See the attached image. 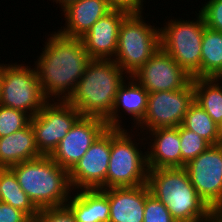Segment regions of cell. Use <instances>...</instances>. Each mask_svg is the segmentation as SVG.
<instances>
[{"label": "cell", "instance_id": "1", "mask_svg": "<svg viewBox=\"0 0 222 222\" xmlns=\"http://www.w3.org/2000/svg\"><path fill=\"white\" fill-rule=\"evenodd\" d=\"M49 35L34 65L45 97L65 101L92 58L84 49L81 38H68L59 32Z\"/></svg>", "mask_w": 222, "mask_h": 222}, {"label": "cell", "instance_id": "2", "mask_svg": "<svg viewBox=\"0 0 222 222\" xmlns=\"http://www.w3.org/2000/svg\"><path fill=\"white\" fill-rule=\"evenodd\" d=\"M113 59H92L75 89L65 100L82 116L106 119L120 85L128 76Z\"/></svg>", "mask_w": 222, "mask_h": 222}, {"label": "cell", "instance_id": "3", "mask_svg": "<svg viewBox=\"0 0 222 222\" xmlns=\"http://www.w3.org/2000/svg\"><path fill=\"white\" fill-rule=\"evenodd\" d=\"M147 185L176 222H205L212 211L197 194L185 167L149 169Z\"/></svg>", "mask_w": 222, "mask_h": 222}, {"label": "cell", "instance_id": "4", "mask_svg": "<svg viewBox=\"0 0 222 222\" xmlns=\"http://www.w3.org/2000/svg\"><path fill=\"white\" fill-rule=\"evenodd\" d=\"M19 185L38 210L65 206L72 188L69 173L50 156H40L10 167Z\"/></svg>", "mask_w": 222, "mask_h": 222}, {"label": "cell", "instance_id": "5", "mask_svg": "<svg viewBox=\"0 0 222 222\" xmlns=\"http://www.w3.org/2000/svg\"><path fill=\"white\" fill-rule=\"evenodd\" d=\"M127 130L111 128V152L105 189L147 184V154L141 151V146L138 148L145 138H139L142 141L137 143L133 138L135 135Z\"/></svg>", "mask_w": 222, "mask_h": 222}, {"label": "cell", "instance_id": "6", "mask_svg": "<svg viewBox=\"0 0 222 222\" xmlns=\"http://www.w3.org/2000/svg\"><path fill=\"white\" fill-rule=\"evenodd\" d=\"M142 13H130L119 29L113 60L127 76L135 74L161 47L160 29L144 21Z\"/></svg>", "mask_w": 222, "mask_h": 222}, {"label": "cell", "instance_id": "7", "mask_svg": "<svg viewBox=\"0 0 222 222\" xmlns=\"http://www.w3.org/2000/svg\"><path fill=\"white\" fill-rule=\"evenodd\" d=\"M197 19H171L160 28L161 48L169 54L192 78H200L201 45L206 28L202 14Z\"/></svg>", "mask_w": 222, "mask_h": 222}, {"label": "cell", "instance_id": "8", "mask_svg": "<svg viewBox=\"0 0 222 222\" xmlns=\"http://www.w3.org/2000/svg\"><path fill=\"white\" fill-rule=\"evenodd\" d=\"M31 67L28 64H2L0 105L24 111L33 117L49 100L40 87L35 66Z\"/></svg>", "mask_w": 222, "mask_h": 222}, {"label": "cell", "instance_id": "9", "mask_svg": "<svg viewBox=\"0 0 222 222\" xmlns=\"http://www.w3.org/2000/svg\"><path fill=\"white\" fill-rule=\"evenodd\" d=\"M49 100L30 124L35 133L39 153L50 156L67 132L82 117L81 113L66 101Z\"/></svg>", "mask_w": 222, "mask_h": 222}, {"label": "cell", "instance_id": "10", "mask_svg": "<svg viewBox=\"0 0 222 222\" xmlns=\"http://www.w3.org/2000/svg\"><path fill=\"white\" fill-rule=\"evenodd\" d=\"M193 102V80L179 90L149 93L145 116L135 129L143 136L142 132L156 128L178 127Z\"/></svg>", "mask_w": 222, "mask_h": 222}, {"label": "cell", "instance_id": "11", "mask_svg": "<svg viewBox=\"0 0 222 222\" xmlns=\"http://www.w3.org/2000/svg\"><path fill=\"white\" fill-rule=\"evenodd\" d=\"M185 169L197 194L212 209H222V143L210 145Z\"/></svg>", "mask_w": 222, "mask_h": 222}, {"label": "cell", "instance_id": "12", "mask_svg": "<svg viewBox=\"0 0 222 222\" xmlns=\"http://www.w3.org/2000/svg\"><path fill=\"white\" fill-rule=\"evenodd\" d=\"M111 152V128H107L68 172L73 191L105 189Z\"/></svg>", "mask_w": 222, "mask_h": 222}, {"label": "cell", "instance_id": "13", "mask_svg": "<svg viewBox=\"0 0 222 222\" xmlns=\"http://www.w3.org/2000/svg\"><path fill=\"white\" fill-rule=\"evenodd\" d=\"M132 77L148 93L179 90L192 80V76L161 47Z\"/></svg>", "mask_w": 222, "mask_h": 222}, {"label": "cell", "instance_id": "14", "mask_svg": "<svg viewBox=\"0 0 222 222\" xmlns=\"http://www.w3.org/2000/svg\"><path fill=\"white\" fill-rule=\"evenodd\" d=\"M107 128L102 118L82 116L59 142L50 157L69 172Z\"/></svg>", "mask_w": 222, "mask_h": 222}, {"label": "cell", "instance_id": "15", "mask_svg": "<svg viewBox=\"0 0 222 222\" xmlns=\"http://www.w3.org/2000/svg\"><path fill=\"white\" fill-rule=\"evenodd\" d=\"M129 14L122 9H111L81 37L84 49L92 59H113L115 57L120 25Z\"/></svg>", "mask_w": 222, "mask_h": 222}, {"label": "cell", "instance_id": "16", "mask_svg": "<svg viewBox=\"0 0 222 222\" xmlns=\"http://www.w3.org/2000/svg\"><path fill=\"white\" fill-rule=\"evenodd\" d=\"M143 134L149 135L147 142L152 136L146 151L149 169L182 167L178 127L156 128Z\"/></svg>", "mask_w": 222, "mask_h": 222}, {"label": "cell", "instance_id": "17", "mask_svg": "<svg viewBox=\"0 0 222 222\" xmlns=\"http://www.w3.org/2000/svg\"><path fill=\"white\" fill-rule=\"evenodd\" d=\"M148 95L149 93L142 85H140L132 76H128L118 88L112 112L105 119L107 127L124 129L125 125L122 127L123 120H119L121 119L119 116V109H122V112H126L128 115L130 114L131 119L133 118V125L135 124L133 127L136 128L145 116Z\"/></svg>", "mask_w": 222, "mask_h": 222}, {"label": "cell", "instance_id": "18", "mask_svg": "<svg viewBox=\"0 0 222 222\" xmlns=\"http://www.w3.org/2000/svg\"><path fill=\"white\" fill-rule=\"evenodd\" d=\"M110 203L109 222H143L146 197L150 194L147 184L137 187L103 189Z\"/></svg>", "mask_w": 222, "mask_h": 222}, {"label": "cell", "instance_id": "19", "mask_svg": "<svg viewBox=\"0 0 222 222\" xmlns=\"http://www.w3.org/2000/svg\"><path fill=\"white\" fill-rule=\"evenodd\" d=\"M112 8L106 0H78L65 6V27L59 32L68 38H81L92 27V25Z\"/></svg>", "mask_w": 222, "mask_h": 222}, {"label": "cell", "instance_id": "20", "mask_svg": "<svg viewBox=\"0 0 222 222\" xmlns=\"http://www.w3.org/2000/svg\"><path fill=\"white\" fill-rule=\"evenodd\" d=\"M66 206L76 222H109L110 203L103 189H83L72 192Z\"/></svg>", "mask_w": 222, "mask_h": 222}, {"label": "cell", "instance_id": "21", "mask_svg": "<svg viewBox=\"0 0 222 222\" xmlns=\"http://www.w3.org/2000/svg\"><path fill=\"white\" fill-rule=\"evenodd\" d=\"M42 156L35 143V133L29 123L26 127L0 138V168H10L23 161Z\"/></svg>", "mask_w": 222, "mask_h": 222}, {"label": "cell", "instance_id": "22", "mask_svg": "<svg viewBox=\"0 0 222 222\" xmlns=\"http://www.w3.org/2000/svg\"><path fill=\"white\" fill-rule=\"evenodd\" d=\"M192 80L194 101L216 124H219L222 121V84L215 78H192Z\"/></svg>", "mask_w": 222, "mask_h": 222}, {"label": "cell", "instance_id": "23", "mask_svg": "<svg viewBox=\"0 0 222 222\" xmlns=\"http://www.w3.org/2000/svg\"><path fill=\"white\" fill-rule=\"evenodd\" d=\"M222 73V32L204 29L201 45L200 78H215Z\"/></svg>", "mask_w": 222, "mask_h": 222}, {"label": "cell", "instance_id": "24", "mask_svg": "<svg viewBox=\"0 0 222 222\" xmlns=\"http://www.w3.org/2000/svg\"><path fill=\"white\" fill-rule=\"evenodd\" d=\"M0 199L25 212L32 220L38 215L39 210L22 190L10 168H0Z\"/></svg>", "mask_w": 222, "mask_h": 222}, {"label": "cell", "instance_id": "25", "mask_svg": "<svg viewBox=\"0 0 222 222\" xmlns=\"http://www.w3.org/2000/svg\"><path fill=\"white\" fill-rule=\"evenodd\" d=\"M181 125L200 135L211 145L220 144L218 124L195 101L188 108Z\"/></svg>", "mask_w": 222, "mask_h": 222}, {"label": "cell", "instance_id": "26", "mask_svg": "<svg viewBox=\"0 0 222 222\" xmlns=\"http://www.w3.org/2000/svg\"><path fill=\"white\" fill-rule=\"evenodd\" d=\"M180 136V150L182 155V167L200 153L204 152L211 144L200 135L183 127L178 126Z\"/></svg>", "mask_w": 222, "mask_h": 222}, {"label": "cell", "instance_id": "27", "mask_svg": "<svg viewBox=\"0 0 222 222\" xmlns=\"http://www.w3.org/2000/svg\"><path fill=\"white\" fill-rule=\"evenodd\" d=\"M30 120L26 112L0 105V138L26 127Z\"/></svg>", "mask_w": 222, "mask_h": 222}, {"label": "cell", "instance_id": "28", "mask_svg": "<svg viewBox=\"0 0 222 222\" xmlns=\"http://www.w3.org/2000/svg\"><path fill=\"white\" fill-rule=\"evenodd\" d=\"M143 222H176L165 204L151 193L146 197Z\"/></svg>", "mask_w": 222, "mask_h": 222}, {"label": "cell", "instance_id": "29", "mask_svg": "<svg viewBox=\"0 0 222 222\" xmlns=\"http://www.w3.org/2000/svg\"><path fill=\"white\" fill-rule=\"evenodd\" d=\"M200 12L206 27L222 32V0H209L204 2Z\"/></svg>", "mask_w": 222, "mask_h": 222}, {"label": "cell", "instance_id": "30", "mask_svg": "<svg viewBox=\"0 0 222 222\" xmlns=\"http://www.w3.org/2000/svg\"><path fill=\"white\" fill-rule=\"evenodd\" d=\"M32 222H76V220L71 210L65 205L39 210Z\"/></svg>", "mask_w": 222, "mask_h": 222}, {"label": "cell", "instance_id": "31", "mask_svg": "<svg viewBox=\"0 0 222 222\" xmlns=\"http://www.w3.org/2000/svg\"><path fill=\"white\" fill-rule=\"evenodd\" d=\"M0 222H32L23 211L0 201Z\"/></svg>", "mask_w": 222, "mask_h": 222}, {"label": "cell", "instance_id": "32", "mask_svg": "<svg viewBox=\"0 0 222 222\" xmlns=\"http://www.w3.org/2000/svg\"><path fill=\"white\" fill-rule=\"evenodd\" d=\"M112 9H122L129 13H142L144 0H106Z\"/></svg>", "mask_w": 222, "mask_h": 222}, {"label": "cell", "instance_id": "33", "mask_svg": "<svg viewBox=\"0 0 222 222\" xmlns=\"http://www.w3.org/2000/svg\"><path fill=\"white\" fill-rule=\"evenodd\" d=\"M205 222H222V209L212 210Z\"/></svg>", "mask_w": 222, "mask_h": 222}, {"label": "cell", "instance_id": "34", "mask_svg": "<svg viewBox=\"0 0 222 222\" xmlns=\"http://www.w3.org/2000/svg\"><path fill=\"white\" fill-rule=\"evenodd\" d=\"M56 2V4L59 3V5L61 6V9H63L65 6H67L68 4L74 2V1H78V0H53V2Z\"/></svg>", "mask_w": 222, "mask_h": 222}, {"label": "cell", "instance_id": "35", "mask_svg": "<svg viewBox=\"0 0 222 222\" xmlns=\"http://www.w3.org/2000/svg\"><path fill=\"white\" fill-rule=\"evenodd\" d=\"M218 134L220 143H222V121L218 124Z\"/></svg>", "mask_w": 222, "mask_h": 222}, {"label": "cell", "instance_id": "36", "mask_svg": "<svg viewBox=\"0 0 222 222\" xmlns=\"http://www.w3.org/2000/svg\"><path fill=\"white\" fill-rule=\"evenodd\" d=\"M215 79L218 81V82H221L222 83V73L218 74Z\"/></svg>", "mask_w": 222, "mask_h": 222}, {"label": "cell", "instance_id": "37", "mask_svg": "<svg viewBox=\"0 0 222 222\" xmlns=\"http://www.w3.org/2000/svg\"><path fill=\"white\" fill-rule=\"evenodd\" d=\"M1 81H2V63H0V87H1Z\"/></svg>", "mask_w": 222, "mask_h": 222}]
</instances>
